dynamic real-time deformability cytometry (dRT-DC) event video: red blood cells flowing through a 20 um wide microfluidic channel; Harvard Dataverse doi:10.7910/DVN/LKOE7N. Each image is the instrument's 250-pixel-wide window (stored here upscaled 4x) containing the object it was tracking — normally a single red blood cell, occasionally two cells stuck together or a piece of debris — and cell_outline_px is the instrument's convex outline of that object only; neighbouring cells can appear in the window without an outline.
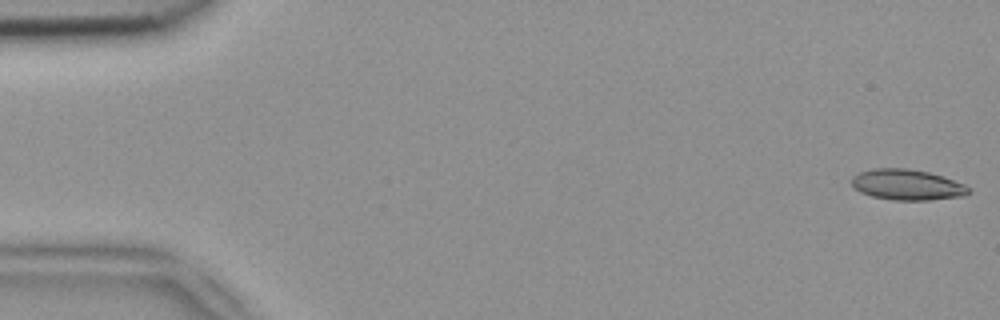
{"species": "common noctule bat (a hibernating species)", "species_latin": "Nyctalus noctula", "temperature_condition": "room temperature", "stored_images_in_passage": 10, "camera_frame_rate_fps": 3000, "um_per_image_px": 0.085, "animal": {"sex": "female", "body_mass_g": 18.4}, "frame": {"image": 1, "passage_image": 1, "time_ms": 0.0, "image_size_px": [1000, 320], "cell_outline_px": [[968, 192], [964, 196], [928, 200], [892, 200], [872, 196], [860, 192], [852, 188], [852, 176], [860, 172], [872, 168], [908, 168], [928, 172], [964, 184], [968, 188]], "centroid_in_image_um": [77.04, 15.7], "position_along_channel_um": 8.0, "area_um2": 20.81}}